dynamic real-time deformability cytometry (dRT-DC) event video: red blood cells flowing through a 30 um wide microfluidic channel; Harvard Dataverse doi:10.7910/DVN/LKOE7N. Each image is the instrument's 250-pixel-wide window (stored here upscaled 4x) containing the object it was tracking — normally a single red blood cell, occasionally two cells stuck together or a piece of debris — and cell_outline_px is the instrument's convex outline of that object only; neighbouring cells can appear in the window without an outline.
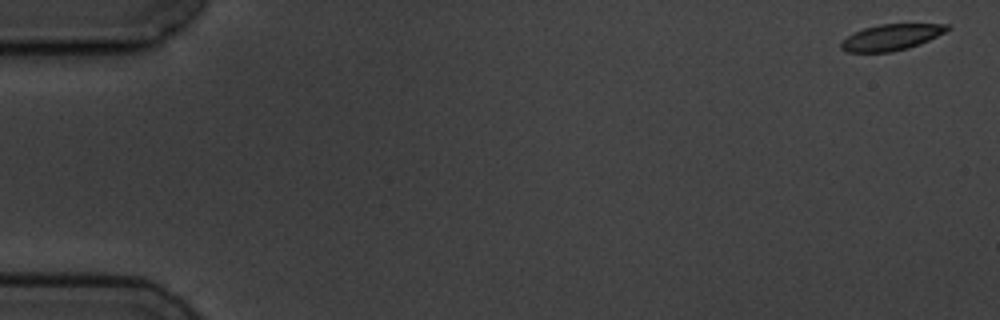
{"species": "common noctule bat (a hibernating species)", "species_latin": "Nyctalus noctula", "temperature_condition": "cold", "stored_images_in_passage": 6, "camera_frame_rate_fps": 3000, "um_per_image_px": 0.085, "animal": {"sex": "male", "body_mass_g": 19.5, "forearm_length_mm": 54.6}, "frame": {"image": 1, "passage_image": 1, "time_ms": 0.0, "image_size_px": [1000, 320], "cell_outline_px": [[952, 28], [920, 44], [908, 48], [892, 52], [848, 52], [840, 48], [840, 44], [848, 36], [864, 28], [880, 24], [948, 24]], "centroid_in_image_um": [75.77, 3.17], "position_along_channel_um": 9.2, "area_um2": 15.95}}
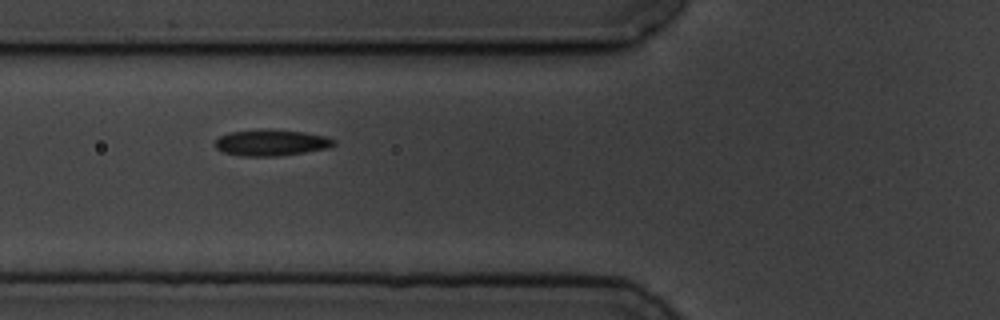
{"frame": {"image": 2, "passage_image": 5, "time_ms": 6.667, "image_size_px": [1000, 320], "cell_outline_px": [[336, 144], [328, 148], [304, 152], [276, 156], [244, 156], [224, 152], [216, 148], [216, 140], [220, 136], [228, 132], [260, 128], [268, 128], [304, 132], [328, 136], [336, 140]], "centroid_in_image_um": [23.08, 12.1], "position_along_channel_um": 102.7, "area_um2": 18.38}}
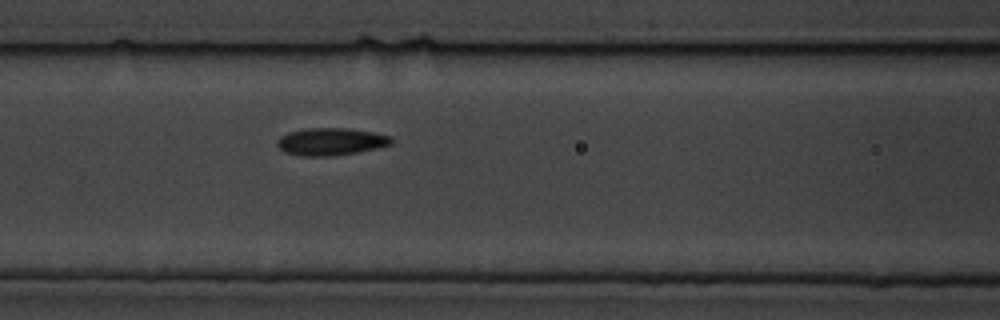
{"frame": {"image": 3, "passage_image": 6, "time_ms": 7.667, "image_size_px": [1000, 320], "cell_outline_px": [[392, 144], [376, 148], [356, 152], [332, 156], [300, 156], [284, 152], [276, 144], [280, 136], [288, 132], [304, 128], [348, 128], [372, 132], [392, 136]], "centroid_in_image_um": [28.1, 12.03], "position_along_channel_um": 138.5, "area_um2": 18.26}}